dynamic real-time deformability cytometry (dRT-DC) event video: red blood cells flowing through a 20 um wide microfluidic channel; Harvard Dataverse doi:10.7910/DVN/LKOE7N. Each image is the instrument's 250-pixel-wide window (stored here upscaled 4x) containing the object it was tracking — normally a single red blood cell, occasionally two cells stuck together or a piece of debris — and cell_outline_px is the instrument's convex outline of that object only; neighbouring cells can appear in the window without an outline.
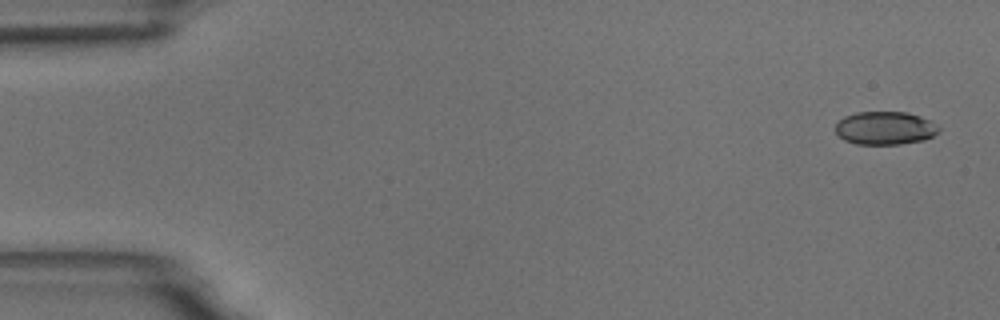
{"species": "common noctule bat (a hibernating species)", "species_latin": "Nyctalus noctula", "temperature_condition": "room temperature", "stored_images_in_passage": 5, "camera_frame_rate_fps": 3000, "um_per_image_px": 0.085, "animal": {"sex": "male", "body_mass_g": 18.8}, "frame": {"image": 1, "passage_image": 1, "time_ms": 0.0, "image_size_px": [1000, 320], "cell_outline_px": [[940, 132], [924, 140], [900, 144], [856, 144], [844, 140], [836, 132], [836, 124], [844, 116], [856, 112], [908, 112], [932, 120], [940, 128]], "centroid_in_image_um": [75.26, 10.88], "position_along_channel_um": 9.7, "area_um2": 20.11}}
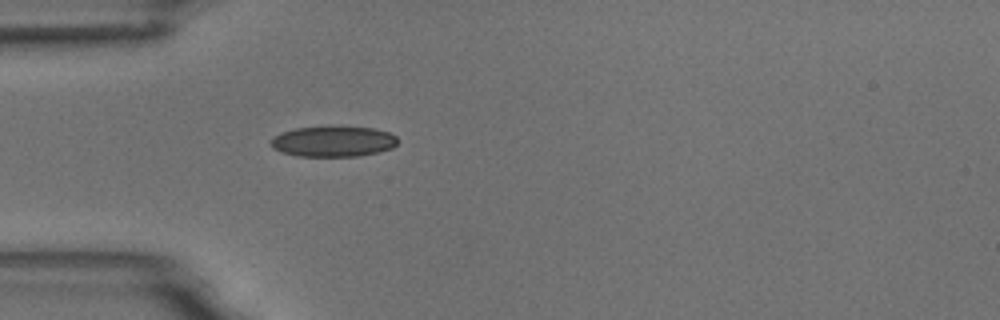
{"frame": {"image": 2, "passage_image": 5, "time_ms": 4.667, "image_size_px": [1000, 320], "cell_outline_px": [[396, 144], [392, 148], [360, 156], [296, 156], [280, 152], [272, 148], [272, 140], [276, 136], [284, 132], [296, 128], [332, 124], [372, 128], [388, 132], [396, 136]], "centroid_in_image_um": [28.32, 11.99], "position_along_channel_um": 56.7, "area_um2": 23.0}}